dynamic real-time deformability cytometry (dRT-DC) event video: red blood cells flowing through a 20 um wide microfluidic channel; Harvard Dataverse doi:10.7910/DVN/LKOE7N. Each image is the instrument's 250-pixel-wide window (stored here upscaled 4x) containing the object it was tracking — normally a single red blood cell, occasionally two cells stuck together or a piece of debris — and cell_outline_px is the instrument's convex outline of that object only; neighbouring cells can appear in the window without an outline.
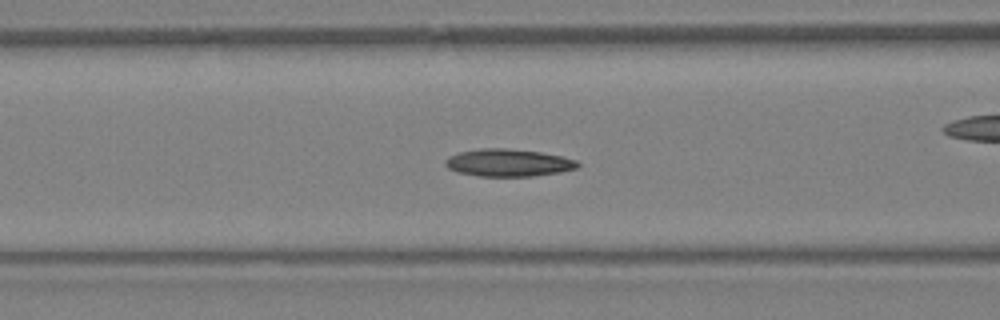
{"species": "Egyptian fruit bat (a non-hibernating species)", "species_latin": "Rousettus aegyptiacus", "temperature_condition": "warm", "stored_images_in_passage": 36, "camera_frame_rate_fps": 3000, "um_per_image_px": 0.085, "animal": {"sex": "female"}, "frame": {"image": 1, "passage_image": 16, "time_ms": 5.0, "image_size_px": [1000, 320], "cell_outline_px": [[580, 164], [576, 168], [560, 172], [532, 176], [480, 176], [456, 172], [448, 168], [444, 164], [444, 160], [448, 156], [460, 152], [480, 148], [504, 148], [540, 152], [560, 156], [576, 160]], "centroid_in_image_um": [43.16, 13.83], "position_along_channel_um": 123.4, "area_um2": 21.1}}
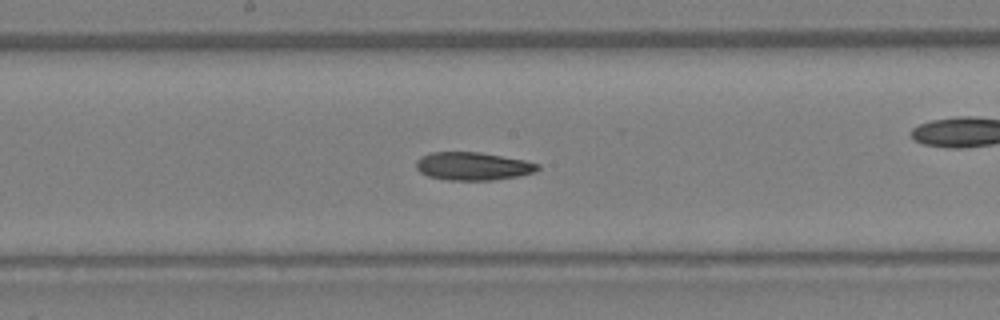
{"frame": {"image": 2, "passage_image": 21, "time_ms": 6.667, "image_size_px": [1000, 320], "cell_outline_px": [[540, 168], [536, 172], [516, 176], [492, 180], [448, 180], [428, 176], [420, 172], [416, 168], [416, 160], [420, 156], [428, 152], [480, 152], [524, 160], [540, 164]], "centroid_in_image_um": [40.17, 14.12], "position_along_channel_um": 208.0, "area_um2": 19.94}}
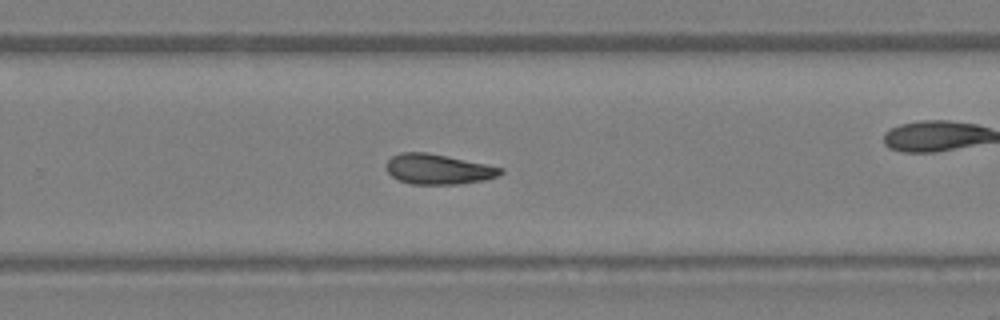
{"frame": {"image": 3, "passage_image": 26, "time_ms": 8.333, "image_size_px": [1000, 320], "cell_outline_px": [[504, 172], [500, 176], [484, 180], [456, 184], [412, 184], [400, 180], [392, 176], [388, 172], [388, 160], [392, 156], [400, 152], [424, 152], [504, 168]], "centroid_in_image_um": [37.27, 14.39], "position_along_channel_um": 292.5, "area_um2": 19.71}}